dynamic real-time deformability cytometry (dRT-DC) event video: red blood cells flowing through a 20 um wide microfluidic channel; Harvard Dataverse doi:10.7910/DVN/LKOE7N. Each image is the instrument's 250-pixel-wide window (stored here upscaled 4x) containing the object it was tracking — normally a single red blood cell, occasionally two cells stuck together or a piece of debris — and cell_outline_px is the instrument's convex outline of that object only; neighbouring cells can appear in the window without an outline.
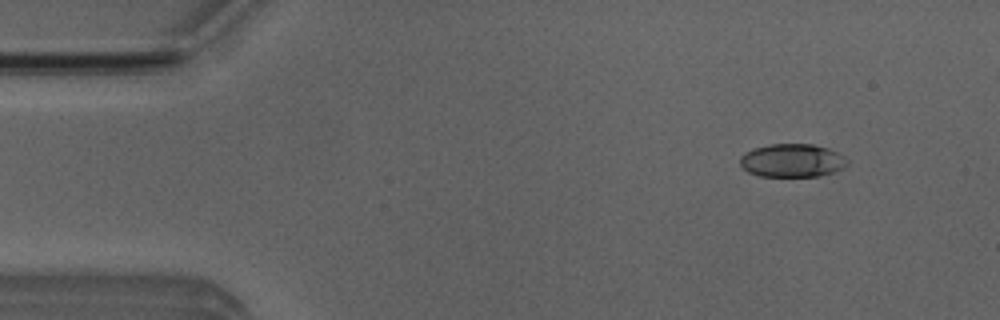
{"species": "Egyptian fruit bat (a non-hibernating species)", "species_latin": "Rousettus aegyptiacus", "temperature_condition": "room temperature", "stored_images_in_passage": 49, "camera_frame_rate_fps": 3000, "um_per_image_px": 0.085, "animal": {"sex": "male"}, "frame": {"image": 1, "passage_image": 5, "time_ms": 1.333, "image_size_px": [1000, 320], "cell_outline_px": [[848, 164], [844, 168], [820, 176], [760, 176], [748, 172], [740, 164], [740, 156], [744, 152], [768, 144], [812, 144], [828, 148], [844, 156], [848, 160]], "centroid_in_image_um": [67.34, 13.64], "position_along_channel_um": 17.7, "area_um2": 20.81}}
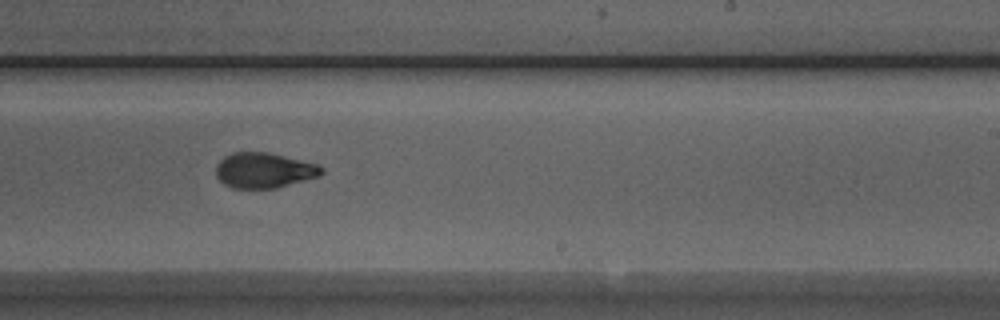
{"frame": {"image": 2, "passage_image": 31, "time_ms": 10.0, "image_size_px": [1000, 320], "cell_outline_px": [[324, 172], [320, 176], [276, 188], [232, 188], [224, 184], [216, 176], [216, 164], [224, 156], [232, 152], [268, 152], [320, 164], [324, 168]], "centroid_in_image_um": [22.46, 14.47], "position_along_channel_um": 266.5, "area_um2": 21.96}}
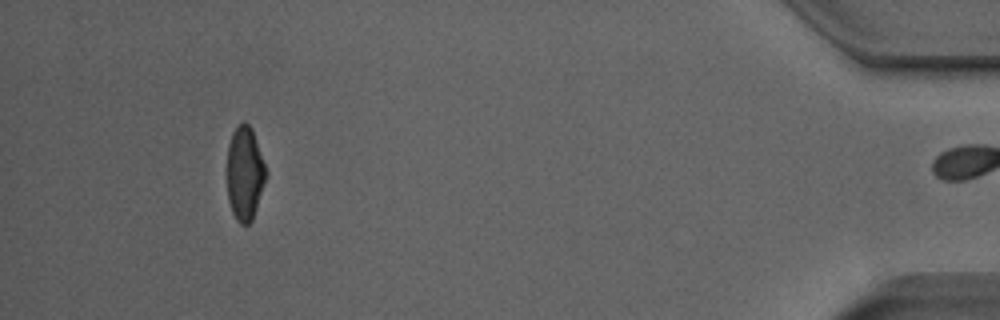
{"frame": {"image": 3, "passage_image": 48, "time_ms": 15.667, "image_size_px": [1000, 320], "cell_outline_px": [[268, 172], [252, 220], [248, 224], [240, 224], [236, 220], [232, 212], [228, 200], [228, 144], [232, 132], [244, 120], [252, 128]], "centroid_in_image_um": [20.82, 14.73], "position_along_channel_um": 414.4, "area_um2": 21.21}, "authors_computed_cell_mechanics": {"area_um2": 21.964, "velocity_mm_per_s": 3.8968, "shape_relaxation_time_tau1_ms": 5.6977, "shape_relaxation_time_tau2_ms": 1.4807, "deformation_change_tau1": 0.1915, "deformation_change_tau2": 0.0755}}